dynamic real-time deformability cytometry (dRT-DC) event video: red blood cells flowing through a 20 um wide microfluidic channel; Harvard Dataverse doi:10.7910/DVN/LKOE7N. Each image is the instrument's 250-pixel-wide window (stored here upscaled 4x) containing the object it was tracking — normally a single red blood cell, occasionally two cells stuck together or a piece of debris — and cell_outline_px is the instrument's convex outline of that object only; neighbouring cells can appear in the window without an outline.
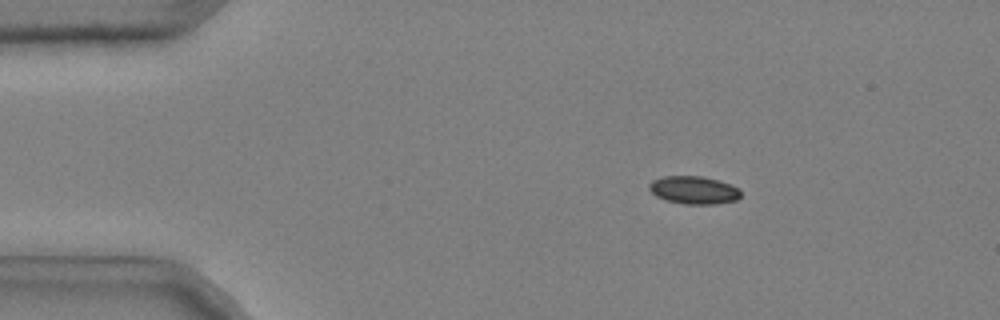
{"species": "common noctule bat (a hibernating species)", "species_latin": "Nyctalus noctula", "temperature_condition": "cold", "stored_images_in_passage": 52, "camera_frame_rate_fps": 3000, "um_per_image_px": 0.085, "animal": {"sex": "male", "body_mass_g": 20.4}, "frame": {"image": 1, "passage_image": 9, "time_ms": 2.667, "image_size_px": [1000, 320], "cell_outline_px": [[740, 196], [736, 200], [716, 204], [684, 204], [668, 200], [656, 196], [648, 188], [648, 184], [652, 180], [664, 176], [704, 176], [720, 180], [740, 188]], "centroid_in_image_um": [58.99, 16.14], "position_along_channel_um": 26.0, "area_um2": 14.97}}
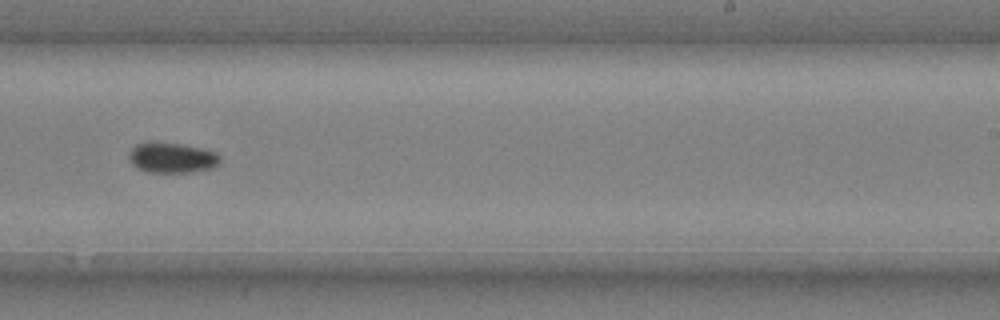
{"frame": {"image": 2, "passage_image": 34, "time_ms": 11.0, "image_size_px": [1000, 320], "cell_outline_px": [[220, 164], [212, 168], [192, 172], [144, 172], [136, 168], [128, 160], [128, 156], [132, 148], [136, 144], [152, 140], [180, 144], [200, 148], [216, 152], [220, 156]], "centroid_in_image_um": [14.58, 13.4], "position_along_channel_um": 274.4, "area_um2": 16.47}}
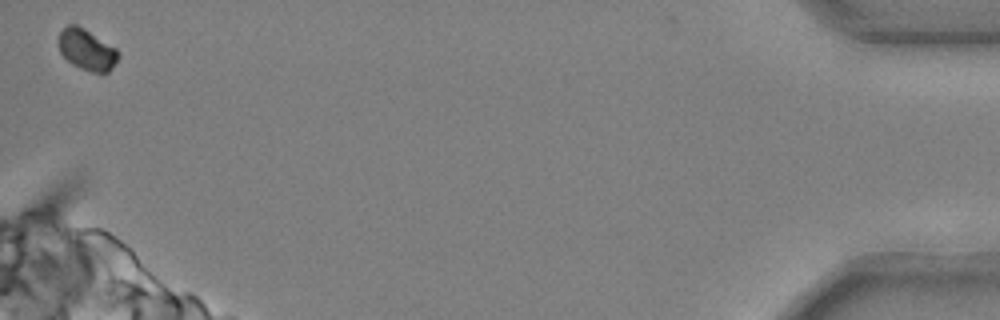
{"frame": {"image": 3, "passage_image": 52, "time_ms": 17.0, "image_size_px": [1000, 320], "cell_outline_px": [[120, 56], [112, 68], [104, 76], [80, 68], [72, 64], [60, 52], [60, 32], [68, 24], [76, 24], [84, 28], [116, 48], [120, 52]], "centroid_in_image_um": [7.43, 4.26], "position_along_channel_um": 427.8, "area_um2": 14.33}}